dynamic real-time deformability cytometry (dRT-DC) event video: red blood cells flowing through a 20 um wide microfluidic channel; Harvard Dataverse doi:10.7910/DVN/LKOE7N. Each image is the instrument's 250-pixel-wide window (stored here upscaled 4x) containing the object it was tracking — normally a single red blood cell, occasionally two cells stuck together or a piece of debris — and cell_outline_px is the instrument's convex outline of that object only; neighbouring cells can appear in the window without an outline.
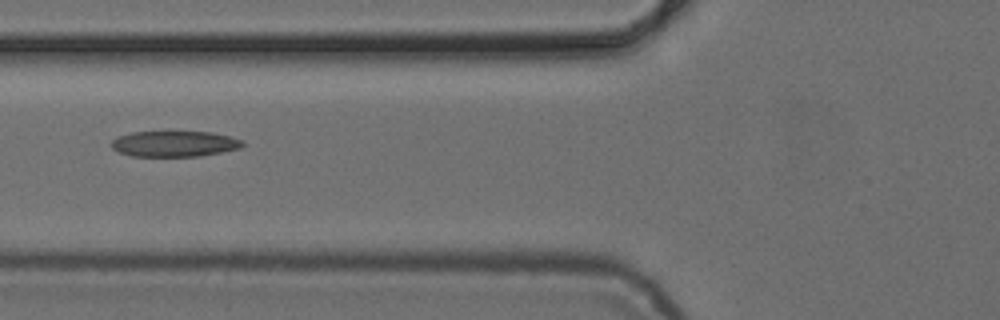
{"species": "common noctule bat (a hibernating species)", "species_latin": "Nyctalus noctula", "temperature_condition": "cold", "stored_images_in_passage": 8, "camera_frame_rate_fps": 3000, "um_per_image_px": 0.085, "animal": {"sex": "female", "body_mass_g": 24.6, "forearm_length_mm": 56.2}, "frame": {"image": 1, "passage_image": 5, "time_ms": 5.667, "image_size_px": [1000, 320], "cell_outline_px": [[244, 144], [240, 148], [200, 156], [132, 156], [120, 152], [112, 148], [112, 140], [116, 136], [132, 132], [212, 132], [244, 140]], "centroid_in_image_um": [14.82, 12.22], "position_along_channel_um": 111.0, "area_um2": 19.59}}
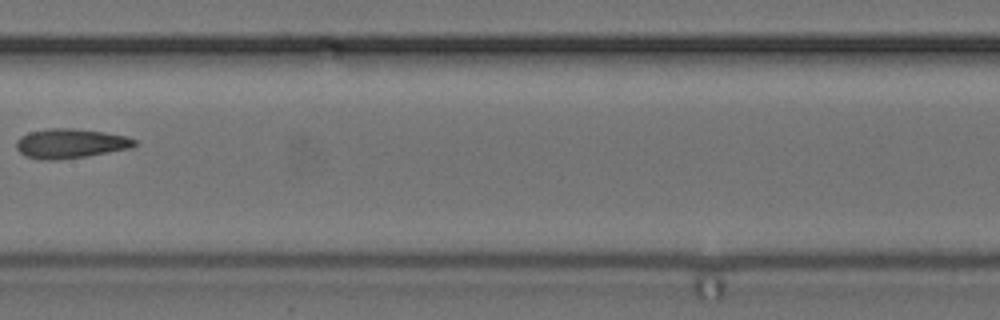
{"frame": {"image": 2, "passage_image": 7, "time_ms": 8.0, "image_size_px": [1000, 320], "cell_outline_px": [[136, 144], [132, 148], [88, 156], [60, 160], [44, 160], [24, 156], [16, 148], [16, 140], [20, 136], [28, 132], [48, 128], [72, 128], [104, 132], [128, 136], [136, 140]], "centroid_in_image_um": [5.98, 12.2], "position_along_channel_um": 201.4, "area_um2": 20.63}}
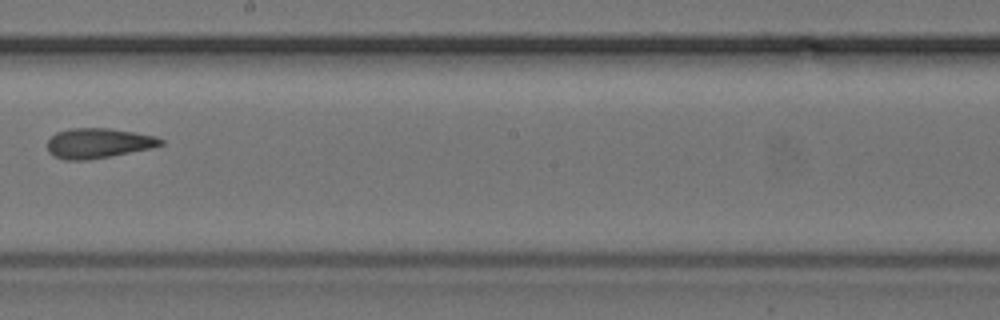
{"frame": {"image": 3, "passage_image": 8, "time_ms": 9.0, "image_size_px": [1000, 320], "cell_outline_px": [[164, 144], [152, 148], [88, 160], [64, 160], [48, 152], [48, 140], [56, 132], [72, 128], [108, 128], [156, 136], [164, 140]], "centroid_in_image_um": [8.36, 12.17], "position_along_channel_um": 239.8, "area_um2": 19.71}}